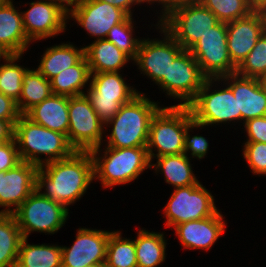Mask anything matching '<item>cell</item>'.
<instances>
[{
    "mask_svg": "<svg viewBox=\"0 0 266 267\" xmlns=\"http://www.w3.org/2000/svg\"><path fill=\"white\" fill-rule=\"evenodd\" d=\"M69 209L63 204L41 195L36 189L12 213L23 238L31 232L54 234L66 222Z\"/></svg>",
    "mask_w": 266,
    "mask_h": 267,
    "instance_id": "52a82bcc",
    "label": "cell"
},
{
    "mask_svg": "<svg viewBox=\"0 0 266 267\" xmlns=\"http://www.w3.org/2000/svg\"><path fill=\"white\" fill-rule=\"evenodd\" d=\"M127 17L123 10L113 4L98 0H75L68 10V18L76 20L97 40L106 39L109 30Z\"/></svg>",
    "mask_w": 266,
    "mask_h": 267,
    "instance_id": "9a60e30c",
    "label": "cell"
},
{
    "mask_svg": "<svg viewBox=\"0 0 266 267\" xmlns=\"http://www.w3.org/2000/svg\"><path fill=\"white\" fill-rule=\"evenodd\" d=\"M62 248L58 245H30L27 238L20 244L17 263L22 267H62Z\"/></svg>",
    "mask_w": 266,
    "mask_h": 267,
    "instance_id": "f546056e",
    "label": "cell"
},
{
    "mask_svg": "<svg viewBox=\"0 0 266 267\" xmlns=\"http://www.w3.org/2000/svg\"><path fill=\"white\" fill-rule=\"evenodd\" d=\"M100 150L99 146L90 153L94 164V179L100 180L104 188L130 183L145 169L151 168L147 147H105L104 157L99 155Z\"/></svg>",
    "mask_w": 266,
    "mask_h": 267,
    "instance_id": "277c9868",
    "label": "cell"
},
{
    "mask_svg": "<svg viewBox=\"0 0 266 267\" xmlns=\"http://www.w3.org/2000/svg\"><path fill=\"white\" fill-rule=\"evenodd\" d=\"M87 98L99 119L106 124L124 104L132 101L138 94L128 86L119 72L91 73Z\"/></svg>",
    "mask_w": 266,
    "mask_h": 267,
    "instance_id": "ba28073f",
    "label": "cell"
},
{
    "mask_svg": "<svg viewBox=\"0 0 266 267\" xmlns=\"http://www.w3.org/2000/svg\"><path fill=\"white\" fill-rule=\"evenodd\" d=\"M94 180V164L90 152L75 151L70 157L48 162L36 172V190L43 196L63 204L67 209L82 197ZM45 188L44 193L42 189Z\"/></svg>",
    "mask_w": 266,
    "mask_h": 267,
    "instance_id": "6da1fadb",
    "label": "cell"
},
{
    "mask_svg": "<svg viewBox=\"0 0 266 267\" xmlns=\"http://www.w3.org/2000/svg\"><path fill=\"white\" fill-rule=\"evenodd\" d=\"M90 73L119 72L131 60L125 53L106 39L95 40L84 47Z\"/></svg>",
    "mask_w": 266,
    "mask_h": 267,
    "instance_id": "cb8c5ba5",
    "label": "cell"
},
{
    "mask_svg": "<svg viewBox=\"0 0 266 267\" xmlns=\"http://www.w3.org/2000/svg\"><path fill=\"white\" fill-rule=\"evenodd\" d=\"M214 81L219 82L220 79L207 78L196 97L187 105L193 121L200 124L201 127L241 119L237 99L228 86L210 92Z\"/></svg>",
    "mask_w": 266,
    "mask_h": 267,
    "instance_id": "9c48e42d",
    "label": "cell"
},
{
    "mask_svg": "<svg viewBox=\"0 0 266 267\" xmlns=\"http://www.w3.org/2000/svg\"><path fill=\"white\" fill-rule=\"evenodd\" d=\"M219 79L227 81L225 84L232 81L227 86L237 99L238 112H241V120L244 123L253 118L266 116V91L260 79L244 77L237 73Z\"/></svg>",
    "mask_w": 266,
    "mask_h": 267,
    "instance_id": "ffe728a7",
    "label": "cell"
},
{
    "mask_svg": "<svg viewBox=\"0 0 266 267\" xmlns=\"http://www.w3.org/2000/svg\"><path fill=\"white\" fill-rule=\"evenodd\" d=\"M14 139V125L10 121L0 119V143Z\"/></svg>",
    "mask_w": 266,
    "mask_h": 267,
    "instance_id": "7bdbcfd3",
    "label": "cell"
},
{
    "mask_svg": "<svg viewBox=\"0 0 266 267\" xmlns=\"http://www.w3.org/2000/svg\"><path fill=\"white\" fill-rule=\"evenodd\" d=\"M38 169L35 164L21 161L5 172L0 171V206L6 208L0 213H13L30 196L36 189Z\"/></svg>",
    "mask_w": 266,
    "mask_h": 267,
    "instance_id": "ac0fdd59",
    "label": "cell"
},
{
    "mask_svg": "<svg viewBox=\"0 0 266 267\" xmlns=\"http://www.w3.org/2000/svg\"><path fill=\"white\" fill-rule=\"evenodd\" d=\"M222 215L218 210L213 216L178 224L172 229L183 247L207 251L225 232L226 223Z\"/></svg>",
    "mask_w": 266,
    "mask_h": 267,
    "instance_id": "44dd1931",
    "label": "cell"
},
{
    "mask_svg": "<svg viewBox=\"0 0 266 267\" xmlns=\"http://www.w3.org/2000/svg\"><path fill=\"white\" fill-rule=\"evenodd\" d=\"M9 267H22V266L16 262V263H13V264H12L11 266H9Z\"/></svg>",
    "mask_w": 266,
    "mask_h": 267,
    "instance_id": "f907efd6",
    "label": "cell"
},
{
    "mask_svg": "<svg viewBox=\"0 0 266 267\" xmlns=\"http://www.w3.org/2000/svg\"><path fill=\"white\" fill-rule=\"evenodd\" d=\"M22 13L15 9L12 0L0 5V55H23L29 47Z\"/></svg>",
    "mask_w": 266,
    "mask_h": 267,
    "instance_id": "7402d4cb",
    "label": "cell"
},
{
    "mask_svg": "<svg viewBox=\"0 0 266 267\" xmlns=\"http://www.w3.org/2000/svg\"><path fill=\"white\" fill-rule=\"evenodd\" d=\"M14 139L21 161L40 167L48 162L70 157L75 150L64 134L34 123L26 115H20L14 125ZM47 156L45 160L39 155Z\"/></svg>",
    "mask_w": 266,
    "mask_h": 267,
    "instance_id": "7a4b0ae2",
    "label": "cell"
},
{
    "mask_svg": "<svg viewBox=\"0 0 266 267\" xmlns=\"http://www.w3.org/2000/svg\"><path fill=\"white\" fill-rule=\"evenodd\" d=\"M132 16H128L123 22L113 26L106 37V40L112 42L118 49L125 53L131 60H135L140 44L139 39L133 38Z\"/></svg>",
    "mask_w": 266,
    "mask_h": 267,
    "instance_id": "e575fe53",
    "label": "cell"
},
{
    "mask_svg": "<svg viewBox=\"0 0 266 267\" xmlns=\"http://www.w3.org/2000/svg\"><path fill=\"white\" fill-rule=\"evenodd\" d=\"M51 82L37 69H28L23 75L22 93L16 102L18 111L25 115L35 105L52 95Z\"/></svg>",
    "mask_w": 266,
    "mask_h": 267,
    "instance_id": "83f0119b",
    "label": "cell"
},
{
    "mask_svg": "<svg viewBox=\"0 0 266 267\" xmlns=\"http://www.w3.org/2000/svg\"><path fill=\"white\" fill-rule=\"evenodd\" d=\"M207 78H221L236 73L227 47V23L218 22L190 49Z\"/></svg>",
    "mask_w": 266,
    "mask_h": 267,
    "instance_id": "8fae6325",
    "label": "cell"
},
{
    "mask_svg": "<svg viewBox=\"0 0 266 267\" xmlns=\"http://www.w3.org/2000/svg\"><path fill=\"white\" fill-rule=\"evenodd\" d=\"M90 75L84 56L77 64L63 70L50 80L52 93L67 97L85 95L82 89L89 82Z\"/></svg>",
    "mask_w": 266,
    "mask_h": 267,
    "instance_id": "484cf974",
    "label": "cell"
},
{
    "mask_svg": "<svg viewBox=\"0 0 266 267\" xmlns=\"http://www.w3.org/2000/svg\"><path fill=\"white\" fill-rule=\"evenodd\" d=\"M157 28H160L159 32L164 33V39H142L134 61L139 66L138 69L158 85L163 78H168L171 62L184 49L162 26Z\"/></svg>",
    "mask_w": 266,
    "mask_h": 267,
    "instance_id": "5bb4252c",
    "label": "cell"
},
{
    "mask_svg": "<svg viewBox=\"0 0 266 267\" xmlns=\"http://www.w3.org/2000/svg\"><path fill=\"white\" fill-rule=\"evenodd\" d=\"M110 231L79 228L74 244L62 248V267H86L105 264Z\"/></svg>",
    "mask_w": 266,
    "mask_h": 267,
    "instance_id": "e0dca14e",
    "label": "cell"
},
{
    "mask_svg": "<svg viewBox=\"0 0 266 267\" xmlns=\"http://www.w3.org/2000/svg\"><path fill=\"white\" fill-rule=\"evenodd\" d=\"M217 211L213 195L200 182L175 188L164 208L166 227L208 218Z\"/></svg>",
    "mask_w": 266,
    "mask_h": 267,
    "instance_id": "7c38bea8",
    "label": "cell"
},
{
    "mask_svg": "<svg viewBox=\"0 0 266 267\" xmlns=\"http://www.w3.org/2000/svg\"><path fill=\"white\" fill-rule=\"evenodd\" d=\"M243 156L253 174L266 175V143H244Z\"/></svg>",
    "mask_w": 266,
    "mask_h": 267,
    "instance_id": "8d00e7d4",
    "label": "cell"
},
{
    "mask_svg": "<svg viewBox=\"0 0 266 267\" xmlns=\"http://www.w3.org/2000/svg\"><path fill=\"white\" fill-rule=\"evenodd\" d=\"M195 127L200 128L201 125L193 121L187 127V130L185 133V140H184V142H185V152L184 153H185V155H187V152L191 151L192 157H198L199 159H202V158H204V156L207 153L209 143L206 140V138L203 136H196L195 135L193 137H190V134L188 132L190 129H193Z\"/></svg>",
    "mask_w": 266,
    "mask_h": 267,
    "instance_id": "74e56055",
    "label": "cell"
},
{
    "mask_svg": "<svg viewBox=\"0 0 266 267\" xmlns=\"http://www.w3.org/2000/svg\"><path fill=\"white\" fill-rule=\"evenodd\" d=\"M67 140L75 151L90 152L101 147L103 125L86 95L68 97Z\"/></svg>",
    "mask_w": 266,
    "mask_h": 267,
    "instance_id": "30bf717a",
    "label": "cell"
},
{
    "mask_svg": "<svg viewBox=\"0 0 266 267\" xmlns=\"http://www.w3.org/2000/svg\"><path fill=\"white\" fill-rule=\"evenodd\" d=\"M264 17V21H265V31H266V11H261Z\"/></svg>",
    "mask_w": 266,
    "mask_h": 267,
    "instance_id": "681fc988",
    "label": "cell"
},
{
    "mask_svg": "<svg viewBox=\"0 0 266 267\" xmlns=\"http://www.w3.org/2000/svg\"><path fill=\"white\" fill-rule=\"evenodd\" d=\"M22 239L14 215L0 213V267H9L17 262Z\"/></svg>",
    "mask_w": 266,
    "mask_h": 267,
    "instance_id": "4dcf8cb0",
    "label": "cell"
},
{
    "mask_svg": "<svg viewBox=\"0 0 266 267\" xmlns=\"http://www.w3.org/2000/svg\"><path fill=\"white\" fill-rule=\"evenodd\" d=\"M251 7L256 11L266 8V0H249Z\"/></svg>",
    "mask_w": 266,
    "mask_h": 267,
    "instance_id": "f6af8a7d",
    "label": "cell"
},
{
    "mask_svg": "<svg viewBox=\"0 0 266 267\" xmlns=\"http://www.w3.org/2000/svg\"><path fill=\"white\" fill-rule=\"evenodd\" d=\"M134 240L137 267H157L166 258L164 234L139 230Z\"/></svg>",
    "mask_w": 266,
    "mask_h": 267,
    "instance_id": "f1b7e54d",
    "label": "cell"
},
{
    "mask_svg": "<svg viewBox=\"0 0 266 267\" xmlns=\"http://www.w3.org/2000/svg\"><path fill=\"white\" fill-rule=\"evenodd\" d=\"M260 81H261V83H262V85H263V87H264V89H265V91H266V75L263 76V77L260 79Z\"/></svg>",
    "mask_w": 266,
    "mask_h": 267,
    "instance_id": "7dc6e473",
    "label": "cell"
},
{
    "mask_svg": "<svg viewBox=\"0 0 266 267\" xmlns=\"http://www.w3.org/2000/svg\"><path fill=\"white\" fill-rule=\"evenodd\" d=\"M20 115L16 101L0 92V119L15 125Z\"/></svg>",
    "mask_w": 266,
    "mask_h": 267,
    "instance_id": "60d3db41",
    "label": "cell"
},
{
    "mask_svg": "<svg viewBox=\"0 0 266 267\" xmlns=\"http://www.w3.org/2000/svg\"><path fill=\"white\" fill-rule=\"evenodd\" d=\"M106 267H137L134 240L122 238L120 231L110 233L107 243Z\"/></svg>",
    "mask_w": 266,
    "mask_h": 267,
    "instance_id": "1f68e13d",
    "label": "cell"
},
{
    "mask_svg": "<svg viewBox=\"0 0 266 267\" xmlns=\"http://www.w3.org/2000/svg\"><path fill=\"white\" fill-rule=\"evenodd\" d=\"M151 167L164 173L165 181L174 188L196 185L199 183L192 171L190 160L185 153L157 157ZM156 166V167H155ZM160 169V170H159Z\"/></svg>",
    "mask_w": 266,
    "mask_h": 267,
    "instance_id": "4316f807",
    "label": "cell"
},
{
    "mask_svg": "<svg viewBox=\"0 0 266 267\" xmlns=\"http://www.w3.org/2000/svg\"><path fill=\"white\" fill-rule=\"evenodd\" d=\"M236 73L244 76L261 79L266 75V31L258 39L257 43L237 67Z\"/></svg>",
    "mask_w": 266,
    "mask_h": 267,
    "instance_id": "d590c367",
    "label": "cell"
},
{
    "mask_svg": "<svg viewBox=\"0 0 266 267\" xmlns=\"http://www.w3.org/2000/svg\"><path fill=\"white\" fill-rule=\"evenodd\" d=\"M265 32L261 11L227 23V47L232 63L238 67Z\"/></svg>",
    "mask_w": 266,
    "mask_h": 267,
    "instance_id": "d6986e66",
    "label": "cell"
},
{
    "mask_svg": "<svg viewBox=\"0 0 266 267\" xmlns=\"http://www.w3.org/2000/svg\"><path fill=\"white\" fill-rule=\"evenodd\" d=\"M25 115L34 123L67 137L69 129L67 96L52 94L31 108Z\"/></svg>",
    "mask_w": 266,
    "mask_h": 267,
    "instance_id": "603a6c76",
    "label": "cell"
},
{
    "mask_svg": "<svg viewBox=\"0 0 266 267\" xmlns=\"http://www.w3.org/2000/svg\"><path fill=\"white\" fill-rule=\"evenodd\" d=\"M86 267H106V265L105 264H93V265L86 266Z\"/></svg>",
    "mask_w": 266,
    "mask_h": 267,
    "instance_id": "c3c4849f",
    "label": "cell"
},
{
    "mask_svg": "<svg viewBox=\"0 0 266 267\" xmlns=\"http://www.w3.org/2000/svg\"><path fill=\"white\" fill-rule=\"evenodd\" d=\"M104 1L109 4H113L115 7L123 10L128 16H132L131 7L132 5L141 4V0H98Z\"/></svg>",
    "mask_w": 266,
    "mask_h": 267,
    "instance_id": "ee69618b",
    "label": "cell"
},
{
    "mask_svg": "<svg viewBox=\"0 0 266 267\" xmlns=\"http://www.w3.org/2000/svg\"><path fill=\"white\" fill-rule=\"evenodd\" d=\"M216 16L198 0H189L158 22L184 49L189 50L218 23Z\"/></svg>",
    "mask_w": 266,
    "mask_h": 267,
    "instance_id": "8992f818",
    "label": "cell"
},
{
    "mask_svg": "<svg viewBox=\"0 0 266 267\" xmlns=\"http://www.w3.org/2000/svg\"><path fill=\"white\" fill-rule=\"evenodd\" d=\"M142 3L148 2V4L158 2L161 3L162 7H164L162 10V15L159 22L165 18L173 9L182 6L184 3H186L189 0H141Z\"/></svg>",
    "mask_w": 266,
    "mask_h": 267,
    "instance_id": "b9f144b4",
    "label": "cell"
},
{
    "mask_svg": "<svg viewBox=\"0 0 266 267\" xmlns=\"http://www.w3.org/2000/svg\"><path fill=\"white\" fill-rule=\"evenodd\" d=\"M49 1H54L56 3L62 4L67 10H69V7L72 5V3L75 0H49Z\"/></svg>",
    "mask_w": 266,
    "mask_h": 267,
    "instance_id": "bcb514c9",
    "label": "cell"
},
{
    "mask_svg": "<svg viewBox=\"0 0 266 267\" xmlns=\"http://www.w3.org/2000/svg\"><path fill=\"white\" fill-rule=\"evenodd\" d=\"M21 162L15 139L0 143V171H7Z\"/></svg>",
    "mask_w": 266,
    "mask_h": 267,
    "instance_id": "f35d334b",
    "label": "cell"
},
{
    "mask_svg": "<svg viewBox=\"0 0 266 267\" xmlns=\"http://www.w3.org/2000/svg\"><path fill=\"white\" fill-rule=\"evenodd\" d=\"M244 127L248 135L247 142L266 143V116L247 120Z\"/></svg>",
    "mask_w": 266,
    "mask_h": 267,
    "instance_id": "ab89813d",
    "label": "cell"
},
{
    "mask_svg": "<svg viewBox=\"0 0 266 267\" xmlns=\"http://www.w3.org/2000/svg\"><path fill=\"white\" fill-rule=\"evenodd\" d=\"M161 107L144 94H138L124 104L105 125H113L108 144L110 148L147 147L152 118Z\"/></svg>",
    "mask_w": 266,
    "mask_h": 267,
    "instance_id": "3957f363",
    "label": "cell"
},
{
    "mask_svg": "<svg viewBox=\"0 0 266 267\" xmlns=\"http://www.w3.org/2000/svg\"><path fill=\"white\" fill-rule=\"evenodd\" d=\"M61 44L47 48L36 68L49 81L63 70L77 64L84 57V47Z\"/></svg>",
    "mask_w": 266,
    "mask_h": 267,
    "instance_id": "d4e9b609",
    "label": "cell"
},
{
    "mask_svg": "<svg viewBox=\"0 0 266 267\" xmlns=\"http://www.w3.org/2000/svg\"><path fill=\"white\" fill-rule=\"evenodd\" d=\"M219 22L228 23L250 15L254 9L249 0H198Z\"/></svg>",
    "mask_w": 266,
    "mask_h": 267,
    "instance_id": "836d02e7",
    "label": "cell"
},
{
    "mask_svg": "<svg viewBox=\"0 0 266 267\" xmlns=\"http://www.w3.org/2000/svg\"><path fill=\"white\" fill-rule=\"evenodd\" d=\"M21 13L23 27L30 41L54 37L66 29L68 10L60 3L34 1L30 3V9Z\"/></svg>",
    "mask_w": 266,
    "mask_h": 267,
    "instance_id": "2e32d148",
    "label": "cell"
},
{
    "mask_svg": "<svg viewBox=\"0 0 266 267\" xmlns=\"http://www.w3.org/2000/svg\"><path fill=\"white\" fill-rule=\"evenodd\" d=\"M193 122L188 106L161 107L152 118L149 129L147 151L149 159L185 152V133ZM157 149V154L153 153ZM156 155V156H155Z\"/></svg>",
    "mask_w": 266,
    "mask_h": 267,
    "instance_id": "5b68a950",
    "label": "cell"
},
{
    "mask_svg": "<svg viewBox=\"0 0 266 267\" xmlns=\"http://www.w3.org/2000/svg\"><path fill=\"white\" fill-rule=\"evenodd\" d=\"M20 57L21 55H0V59L3 58L6 62L0 65V92L16 102L22 93L23 75L28 70L15 63Z\"/></svg>",
    "mask_w": 266,
    "mask_h": 267,
    "instance_id": "d6a6232c",
    "label": "cell"
},
{
    "mask_svg": "<svg viewBox=\"0 0 266 267\" xmlns=\"http://www.w3.org/2000/svg\"><path fill=\"white\" fill-rule=\"evenodd\" d=\"M207 77L189 50H183L168 69V78L159 83L168 96L183 101L178 105L187 106L197 95Z\"/></svg>",
    "mask_w": 266,
    "mask_h": 267,
    "instance_id": "4fadbf2b",
    "label": "cell"
}]
</instances>
